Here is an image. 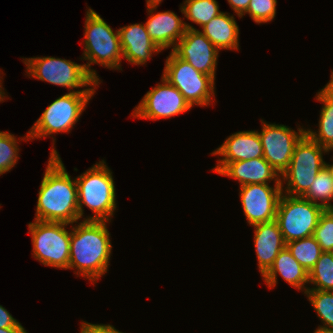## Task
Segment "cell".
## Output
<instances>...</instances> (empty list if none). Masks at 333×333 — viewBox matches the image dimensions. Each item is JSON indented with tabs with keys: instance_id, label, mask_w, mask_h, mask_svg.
I'll list each match as a JSON object with an SVG mask.
<instances>
[{
	"instance_id": "obj_16",
	"label": "cell",
	"mask_w": 333,
	"mask_h": 333,
	"mask_svg": "<svg viewBox=\"0 0 333 333\" xmlns=\"http://www.w3.org/2000/svg\"><path fill=\"white\" fill-rule=\"evenodd\" d=\"M157 7L147 8L149 19L145 23L146 30L152 41L162 51L174 49L176 43L184 36L186 29L196 30L192 25L185 23L172 11L157 12Z\"/></svg>"
},
{
	"instance_id": "obj_9",
	"label": "cell",
	"mask_w": 333,
	"mask_h": 333,
	"mask_svg": "<svg viewBox=\"0 0 333 333\" xmlns=\"http://www.w3.org/2000/svg\"><path fill=\"white\" fill-rule=\"evenodd\" d=\"M162 77L176 87L191 107L208 106L215 96V80L177 57L172 51L166 59Z\"/></svg>"
},
{
	"instance_id": "obj_3",
	"label": "cell",
	"mask_w": 333,
	"mask_h": 333,
	"mask_svg": "<svg viewBox=\"0 0 333 333\" xmlns=\"http://www.w3.org/2000/svg\"><path fill=\"white\" fill-rule=\"evenodd\" d=\"M112 171L104 160L99 161L87 171L75 178L78 193L79 218L84 217V207L94 215L83 218V221L111 222L116 210V191Z\"/></svg>"
},
{
	"instance_id": "obj_12",
	"label": "cell",
	"mask_w": 333,
	"mask_h": 333,
	"mask_svg": "<svg viewBox=\"0 0 333 333\" xmlns=\"http://www.w3.org/2000/svg\"><path fill=\"white\" fill-rule=\"evenodd\" d=\"M158 83L141 99L132 112L133 118L158 120L185 113L192 107L180 91L162 77Z\"/></svg>"
},
{
	"instance_id": "obj_22",
	"label": "cell",
	"mask_w": 333,
	"mask_h": 333,
	"mask_svg": "<svg viewBox=\"0 0 333 333\" xmlns=\"http://www.w3.org/2000/svg\"><path fill=\"white\" fill-rule=\"evenodd\" d=\"M316 100L323 103L320 111L318 131L306 130V134L320 146L329 149L333 145V93L325 86L317 95Z\"/></svg>"
},
{
	"instance_id": "obj_24",
	"label": "cell",
	"mask_w": 333,
	"mask_h": 333,
	"mask_svg": "<svg viewBox=\"0 0 333 333\" xmlns=\"http://www.w3.org/2000/svg\"><path fill=\"white\" fill-rule=\"evenodd\" d=\"M286 247L308 273L323 252L313 236L290 241Z\"/></svg>"
},
{
	"instance_id": "obj_29",
	"label": "cell",
	"mask_w": 333,
	"mask_h": 333,
	"mask_svg": "<svg viewBox=\"0 0 333 333\" xmlns=\"http://www.w3.org/2000/svg\"><path fill=\"white\" fill-rule=\"evenodd\" d=\"M313 237L322 251L333 252V209L324 210L320 215Z\"/></svg>"
},
{
	"instance_id": "obj_38",
	"label": "cell",
	"mask_w": 333,
	"mask_h": 333,
	"mask_svg": "<svg viewBox=\"0 0 333 333\" xmlns=\"http://www.w3.org/2000/svg\"><path fill=\"white\" fill-rule=\"evenodd\" d=\"M325 86L333 93V71L329 82Z\"/></svg>"
},
{
	"instance_id": "obj_39",
	"label": "cell",
	"mask_w": 333,
	"mask_h": 333,
	"mask_svg": "<svg viewBox=\"0 0 333 333\" xmlns=\"http://www.w3.org/2000/svg\"><path fill=\"white\" fill-rule=\"evenodd\" d=\"M333 160V158H331ZM326 167L329 169L331 175L333 176V164L326 163Z\"/></svg>"
},
{
	"instance_id": "obj_37",
	"label": "cell",
	"mask_w": 333,
	"mask_h": 333,
	"mask_svg": "<svg viewBox=\"0 0 333 333\" xmlns=\"http://www.w3.org/2000/svg\"><path fill=\"white\" fill-rule=\"evenodd\" d=\"M1 73H2V72H0V75H1ZM2 79H3V78L0 77V102H1V101L4 102L5 98L7 97L6 94H5V92H4V88H2L3 85H1V84H2V82H1Z\"/></svg>"
},
{
	"instance_id": "obj_7",
	"label": "cell",
	"mask_w": 333,
	"mask_h": 333,
	"mask_svg": "<svg viewBox=\"0 0 333 333\" xmlns=\"http://www.w3.org/2000/svg\"><path fill=\"white\" fill-rule=\"evenodd\" d=\"M95 92H69L55 99L36 120L21 141L69 133Z\"/></svg>"
},
{
	"instance_id": "obj_11",
	"label": "cell",
	"mask_w": 333,
	"mask_h": 333,
	"mask_svg": "<svg viewBox=\"0 0 333 333\" xmlns=\"http://www.w3.org/2000/svg\"><path fill=\"white\" fill-rule=\"evenodd\" d=\"M262 131L258 132L262 147L263 158L281 176L290 164L294 147L305 134L306 129L297 128V132L286 125L271 124L261 120Z\"/></svg>"
},
{
	"instance_id": "obj_10",
	"label": "cell",
	"mask_w": 333,
	"mask_h": 333,
	"mask_svg": "<svg viewBox=\"0 0 333 333\" xmlns=\"http://www.w3.org/2000/svg\"><path fill=\"white\" fill-rule=\"evenodd\" d=\"M320 204L302 196L282 193L276 213V221L285 243L313 236L319 217L324 212Z\"/></svg>"
},
{
	"instance_id": "obj_33",
	"label": "cell",
	"mask_w": 333,
	"mask_h": 333,
	"mask_svg": "<svg viewBox=\"0 0 333 333\" xmlns=\"http://www.w3.org/2000/svg\"><path fill=\"white\" fill-rule=\"evenodd\" d=\"M233 11L242 18L246 14L250 0H227Z\"/></svg>"
},
{
	"instance_id": "obj_15",
	"label": "cell",
	"mask_w": 333,
	"mask_h": 333,
	"mask_svg": "<svg viewBox=\"0 0 333 333\" xmlns=\"http://www.w3.org/2000/svg\"><path fill=\"white\" fill-rule=\"evenodd\" d=\"M213 171L238 180L240 186L268 184L271 180L275 184H281L280 175L263 157L244 161L217 162Z\"/></svg>"
},
{
	"instance_id": "obj_31",
	"label": "cell",
	"mask_w": 333,
	"mask_h": 333,
	"mask_svg": "<svg viewBox=\"0 0 333 333\" xmlns=\"http://www.w3.org/2000/svg\"><path fill=\"white\" fill-rule=\"evenodd\" d=\"M80 333H123L108 324H92L86 321L81 323Z\"/></svg>"
},
{
	"instance_id": "obj_20",
	"label": "cell",
	"mask_w": 333,
	"mask_h": 333,
	"mask_svg": "<svg viewBox=\"0 0 333 333\" xmlns=\"http://www.w3.org/2000/svg\"><path fill=\"white\" fill-rule=\"evenodd\" d=\"M277 275H280L289 285L304 293L309 287V273L299 264V262L289 252L285 246L275 258L273 265L262 276L269 288L277 284Z\"/></svg>"
},
{
	"instance_id": "obj_25",
	"label": "cell",
	"mask_w": 333,
	"mask_h": 333,
	"mask_svg": "<svg viewBox=\"0 0 333 333\" xmlns=\"http://www.w3.org/2000/svg\"><path fill=\"white\" fill-rule=\"evenodd\" d=\"M180 10L186 19L200 27L221 13L216 0H185Z\"/></svg>"
},
{
	"instance_id": "obj_35",
	"label": "cell",
	"mask_w": 333,
	"mask_h": 333,
	"mask_svg": "<svg viewBox=\"0 0 333 333\" xmlns=\"http://www.w3.org/2000/svg\"><path fill=\"white\" fill-rule=\"evenodd\" d=\"M162 0H146V7L147 8H153L158 7L159 4H161Z\"/></svg>"
},
{
	"instance_id": "obj_1",
	"label": "cell",
	"mask_w": 333,
	"mask_h": 333,
	"mask_svg": "<svg viewBox=\"0 0 333 333\" xmlns=\"http://www.w3.org/2000/svg\"><path fill=\"white\" fill-rule=\"evenodd\" d=\"M35 214V220L45 222L73 225L80 220L76 180L71 179L53 147L40 184Z\"/></svg>"
},
{
	"instance_id": "obj_32",
	"label": "cell",
	"mask_w": 333,
	"mask_h": 333,
	"mask_svg": "<svg viewBox=\"0 0 333 333\" xmlns=\"http://www.w3.org/2000/svg\"><path fill=\"white\" fill-rule=\"evenodd\" d=\"M23 327L2 305H0V328Z\"/></svg>"
},
{
	"instance_id": "obj_26",
	"label": "cell",
	"mask_w": 333,
	"mask_h": 333,
	"mask_svg": "<svg viewBox=\"0 0 333 333\" xmlns=\"http://www.w3.org/2000/svg\"><path fill=\"white\" fill-rule=\"evenodd\" d=\"M308 290L333 291V252L323 251L309 272Z\"/></svg>"
},
{
	"instance_id": "obj_8",
	"label": "cell",
	"mask_w": 333,
	"mask_h": 333,
	"mask_svg": "<svg viewBox=\"0 0 333 333\" xmlns=\"http://www.w3.org/2000/svg\"><path fill=\"white\" fill-rule=\"evenodd\" d=\"M63 222H45L34 219L28 224L32 236L33 257L45 266L68 269L71 230Z\"/></svg>"
},
{
	"instance_id": "obj_34",
	"label": "cell",
	"mask_w": 333,
	"mask_h": 333,
	"mask_svg": "<svg viewBox=\"0 0 333 333\" xmlns=\"http://www.w3.org/2000/svg\"><path fill=\"white\" fill-rule=\"evenodd\" d=\"M0 333H28L24 327L0 328Z\"/></svg>"
},
{
	"instance_id": "obj_17",
	"label": "cell",
	"mask_w": 333,
	"mask_h": 333,
	"mask_svg": "<svg viewBox=\"0 0 333 333\" xmlns=\"http://www.w3.org/2000/svg\"><path fill=\"white\" fill-rule=\"evenodd\" d=\"M118 31L123 58L131 64L144 65L154 53L161 52L149 36L145 24H131Z\"/></svg>"
},
{
	"instance_id": "obj_36",
	"label": "cell",
	"mask_w": 333,
	"mask_h": 333,
	"mask_svg": "<svg viewBox=\"0 0 333 333\" xmlns=\"http://www.w3.org/2000/svg\"><path fill=\"white\" fill-rule=\"evenodd\" d=\"M313 333H333V328H325L319 325Z\"/></svg>"
},
{
	"instance_id": "obj_40",
	"label": "cell",
	"mask_w": 333,
	"mask_h": 333,
	"mask_svg": "<svg viewBox=\"0 0 333 333\" xmlns=\"http://www.w3.org/2000/svg\"><path fill=\"white\" fill-rule=\"evenodd\" d=\"M333 150V145L328 149V152Z\"/></svg>"
},
{
	"instance_id": "obj_6",
	"label": "cell",
	"mask_w": 333,
	"mask_h": 333,
	"mask_svg": "<svg viewBox=\"0 0 333 333\" xmlns=\"http://www.w3.org/2000/svg\"><path fill=\"white\" fill-rule=\"evenodd\" d=\"M23 60L27 67V76L66 87L70 92H95V88L100 84L87 71L85 64L49 56L23 58ZM82 87L88 88L79 90ZM77 88L78 90H73Z\"/></svg>"
},
{
	"instance_id": "obj_18",
	"label": "cell",
	"mask_w": 333,
	"mask_h": 333,
	"mask_svg": "<svg viewBox=\"0 0 333 333\" xmlns=\"http://www.w3.org/2000/svg\"><path fill=\"white\" fill-rule=\"evenodd\" d=\"M211 155L222 156L217 162L244 161L263 157V147L258 131H239L230 135Z\"/></svg>"
},
{
	"instance_id": "obj_4",
	"label": "cell",
	"mask_w": 333,
	"mask_h": 333,
	"mask_svg": "<svg viewBox=\"0 0 333 333\" xmlns=\"http://www.w3.org/2000/svg\"><path fill=\"white\" fill-rule=\"evenodd\" d=\"M84 28V57L81 60L88 61L85 64L87 71L101 83L96 71L91 69L92 64H99L112 70H122L123 53L119 31L114 32L110 25L91 8L87 10Z\"/></svg>"
},
{
	"instance_id": "obj_19",
	"label": "cell",
	"mask_w": 333,
	"mask_h": 333,
	"mask_svg": "<svg viewBox=\"0 0 333 333\" xmlns=\"http://www.w3.org/2000/svg\"><path fill=\"white\" fill-rule=\"evenodd\" d=\"M254 245L258 267L263 276L273 265L279 252L286 246L282 232L276 220L253 225Z\"/></svg>"
},
{
	"instance_id": "obj_2",
	"label": "cell",
	"mask_w": 333,
	"mask_h": 333,
	"mask_svg": "<svg viewBox=\"0 0 333 333\" xmlns=\"http://www.w3.org/2000/svg\"><path fill=\"white\" fill-rule=\"evenodd\" d=\"M107 221H81L71 228L69 268L77 276L97 283L109 267L110 233Z\"/></svg>"
},
{
	"instance_id": "obj_28",
	"label": "cell",
	"mask_w": 333,
	"mask_h": 333,
	"mask_svg": "<svg viewBox=\"0 0 333 333\" xmlns=\"http://www.w3.org/2000/svg\"><path fill=\"white\" fill-rule=\"evenodd\" d=\"M16 136L0 131V175L9 172L18 162L19 146Z\"/></svg>"
},
{
	"instance_id": "obj_23",
	"label": "cell",
	"mask_w": 333,
	"mask_h": 333,
	"mask_svg": "<svg viewBox=\"0 0 333 333\" xmlns=\"http://www.w3.org/2000/svg\"><path fill=\"white\" fill-rule=\"evenodd\" d=\"M302 197L320 204L325 210L333 209V204L330 202L333 201V176L326 166L319 171L313 184Z\"/></svg>"
},
{
	"instance_id": "obj_5",
	"label": "cell",
	"mask_w": 333,
	"mask_h": 333,
	"mask_svg": "<svg viewBox=\"0 0 333 333\" xmlns=\"http://www.w3.org/2000/svg\"><path fill=\"white\" fill-rule=\"evenodd\" d=\"M326 152L328 153V149L320 146L305 133L295 145L290 164L280 177L282 193L289 196H303L313 184L319 171L326 166L323 159V154ZM283 182L287 184L286 187L283 186Z\"/></svg>"
},
{
	"instance_id": "obj_13",
	"label": "cell",
	"mask_w": 333,
	"mask_h": 333,
	"mask_svg": "<svg viewBox=\"0 0 333 333\" xmlns=\"http://www.w3.org/2000/svg\"><path fill=\"white\" fill-rule=\"evenodd\" d=\"M240 200L250 226L276 220L277 207L282 195L281 184H247L240 186Z\"/></svg>"
},
{
	"instance_id": "obj_27",
	"label": "cell",
	"mask_w": 333,
	"mask_h": 333,
	"mask_svg": "<svg viewBox=\"0 0 333 333\" xmlns=\"http://www.w3.org/2000/svg\"><path fill=\"white\" fill-rule=\"evenodd\" d=\"M325 328H333V291L307 290L305 293Z\"/></svg>"
},
{
	"instance_id": "obj_14",
	"label": "cell",
	"mask_w": 333,
	"mask_h": 333,
	"mask_svg": "<svg viewBox=\"0 0 333 333\" xmlns=\"http://www.w3.org/2000/svg\"><path fill=\"white\" fill-rule=\"evenodd\" d=\"M172 52L194 69L215 80L219 50L199 30L186 29Z\"/></svg>"
},
{
	"instance_id": "obj_30",
	"label": "cell",
	"mask_w": 333,
	"mask_h": 333,
	"mask_svg": "<svg viewBox=\"0 0 333 333\" xmlns=\"http://www.w3.org/2000/svg\"><path fill=\"white\" fill-rule=\"evenodd\" d=\"M277 0H250L246 14L257 24L268 23L276 15Z\"/></svg>"
},
{
	"instance_id": "obj_21",
	"label": "cell",
	"mask_w": 333,
	"mask_h": 333,
	"mask_svg": "<svg viewBox=\"0 0 333 333\" xmlns=\"http://www.w3.org/2000/svg\"><path fill=\"white\" fill-rule=\"evenodd\" d=\"M201 28L218 50H239V27L233 15L221 12Z\"/></svg>"
}]
</instances>
